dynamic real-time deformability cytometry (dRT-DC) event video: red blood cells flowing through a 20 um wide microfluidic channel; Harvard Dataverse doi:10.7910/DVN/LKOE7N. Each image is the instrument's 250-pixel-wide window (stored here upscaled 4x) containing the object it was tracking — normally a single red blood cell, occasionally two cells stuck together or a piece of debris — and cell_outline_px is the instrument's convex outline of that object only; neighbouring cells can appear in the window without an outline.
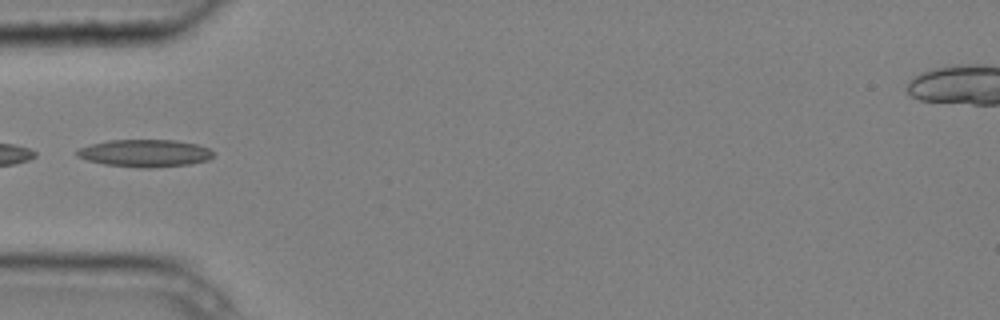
{"species": "common noctule bat (a hibernating species)", "species_latin": "Nyctalus noctula", "temperature_condition": "cold", "stored_images_in_passage": 4, "camera_frame_rate_fps": 3000, "um_per_image_px": 0.085, "animal": {"sex": "male", "body_mass_g": 20.4}, "frame": {"image": 1, "passage_image": 4, "time_ms": 1.0, "image_size_px": [1000, 320], "cell_outline_px": [[216, 152], [208, 160], [192, 164], [152, 168], [140, 168], [104, 164], [88, 160], [76, 156], [76, 152], [80, 148], [92, 144], [108, 140], [176, 140], [196, 144], [208, 148]], "centroid_in_image_um": [12.36, 13.03], "position_along_channel_um": 72.6, "area_um2": 21.85}}